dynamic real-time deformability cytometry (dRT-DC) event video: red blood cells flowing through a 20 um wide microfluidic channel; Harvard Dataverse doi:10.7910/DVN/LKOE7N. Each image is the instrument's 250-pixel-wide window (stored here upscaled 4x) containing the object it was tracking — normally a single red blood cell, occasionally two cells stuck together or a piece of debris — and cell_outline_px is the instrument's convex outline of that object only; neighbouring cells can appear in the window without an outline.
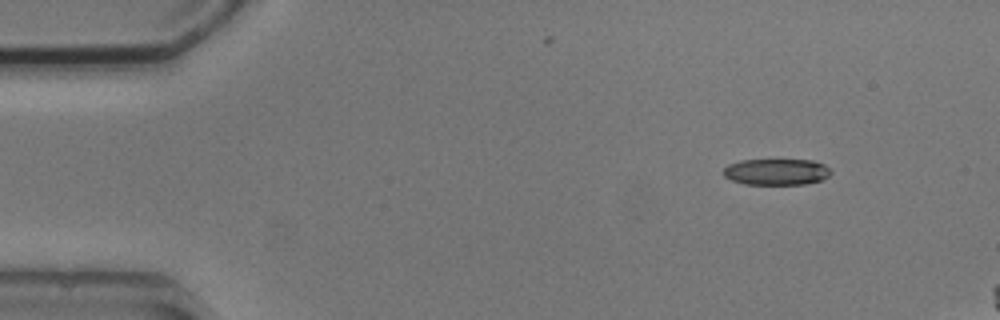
{"species": "common noctule bat (a hibernating species)", "species_latin": "Nyctalus noctula", "temperature_condition": "cold", "stored_images_in_passage": 4, "camera_frame_rate_fps": 3000, "um_per_image_px": 0.085, "animal": {"sex": "male", "body_mass_g": 20.5, "forearm_length_mm": 52.5}, "frame": {"image": 1, "passage_image": 1, "time_ms": 0.0, "image_size_px": [1000, 320], "cell_outline_px": [[832, 172], [828, 176], [820, 180], [804, 184], [744, 184], [732, 180], [724, 176], [724, 168], [728, 164], [740, 160], [812, 160], [824, 164]], "centroid_in_image_um": [65.98, 14.6], "position_along_channel_um": 19.0, "area_um2": 16.36}}